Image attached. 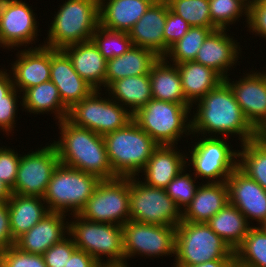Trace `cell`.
Masks as SVG:
<instances>
[{"instance_id":"6da1fadb","label":"cell","mask_w":266,"mask_h":267,"mask_svg":"<svg viewBox=\"0 0 266 267\" xmlns=\"http://www.w3.org/2000/svg\"><path fill=\"white\" fill-rule=\"evenodd\" d=\"M192 109L197 111H193L194 115L190 116L191 138L196 134L197 138L200 135L236 138L237 135L241 144L256 138V130L246 120L233 91L225 81L195 102Z\"/></svg>"},{"instance_id":"7a4b0ae2","label":"cell","mask_w":266,"mask_h":267,"mask_svg":"<svg viewBox=\"0 0 266 267\" xmlns=\"http://www.w3.org/2000/svg\"><path fill=\"white\" fill-rule=\"evenodd\" d=\"M61 135L52 144L62 165L75 168L100 180L116 178L109 164L102 135L74 125L67 118L56 122Z\"/></svg>"},{"instance_id":"3957f363","label":"cell","mask_w":266,"mask_h":267,"mask_svg":"<svg viewBox=\"0 0 266 267\" xmlns=\"http://www.w3.org/2000/svg\"><path fill=\"white\" fill-rule=\"evenodd\" d=\"M103 139L109 164L117 177H139L159 146L134 120L103 135Z\"/></svg>"},{"instance_id":"277c9868","label":"cell","mask_w":266,"mask_h":267,"mask_svg":"<svg viewBox=\"0 0 266 267\" xmlns=\"http://www.w3.org/2000/svg\"><path fill=\"white\" fill-rule=\"evenodd\" d=\"M47 30L44 46L63 49L92 39L100 25L99 0H65Z\"/></svg>"},{"instance_id":"5b68a950","label":"cell","mask_w":266,"mask_h":267,"mask_svg":"<svg viewBox=\"0 0 266 267\" xmlns=\"http://www.w3.org/2000/svg\"><path fill=\"white\" fill-rule=\"evenodd\" d=\"M191 108L192 105L151 99L133 114V120L159 146H176L182 137L192 134L191 118H188Z\"/></svg>"},{"instance_id":"8992f818","label":"cell","mask_w":266,"mask_h":267,"mask_svg":"<svg viewBox=\"0 0 266 267\" xmlns=\"http://www.w3.org/2000/svg\"><path fill=\"white\" fill-rule=\"evenodd\" d=\"M71 216L74 220L69 222L68 234L77 249L90 254L101 266L126 265L122 226L91 222L78 214Z\"/></svg>"},{"instance_id":"52a82bcc","label":"cell","mask_w":266,"mask_h":267,"mask_svg":"<svg viewBox=\"0 0 266 267\" xmlns=\"http://www.w3.org/2000/svg\"><path fill=\"white\" fill-rule=\"evenodd\" d=\"M173 266H190L215 259H235L234 251L207 223L181 221L176 226Z\"/></svg>"},{"instance_id":"ba28073f","label":"cell","mask_w":266,"mask_h":267,"mask_svg":"<svg viewBox=\"0 0 266 267\" xmlns=\"http://www.w3.org/2000/svg\"><path fill=\"white\" fill-rule=\"evenodd\" d=\"M100 181L97 176L59 163L43 199L51 212L79 214Z\"/></svg>"},{"instance_id":"9c48e42d","label":"cell","mask_w":266,"mask_h":267,"mask_svg":"<svg viewBox=\"0 0 266 267\" xmlns=\"http://www.w3.org/2000/svg\"><path fill=\"white\" fill-rule=\"evenodd\" d=\"M94 89L87 97L69 109L67 119L74 125L105 135L125 127L133 120V114L111 97H102Z\"/></svg>"},{"instance_id":"30bf717a","label":"cell","mask_w":266,"mask_h":267,"mask_svg":"<svg viewBox=\"0 0 266 267\" xmlns=\"http://www.w3.org/2000/svg\"><path fill=\"white\" fill-rule=\"evenodd\" d=\"M227 140L229 138L200 136L198 142L192 145L194 148L191 146L188 149L186 165L192 166L194 172L191 173L197 179L199 177L206 182H226L238 164V149H232Z\"/></svg>"},{"instance_id":"8fae6325","label":"cell","mask_w":266,"mask_h":267,"mask_svg":"<svg viewBox=\"0 0 266 267\" xmlns=\"http://www.w3.org/2000/svg\"><path fill=\"white\" fill-rule=\"evenodd\" d=\"M129 177L130 220L153 225L176 227L182 212L163 188H155Z\"/></svg>"},{"instance_id":"7c38bea8","label":"cell","mask_w":266,"mask_h":267,"mask_svg":"<svg viewBox=\"0 0 266 267\" xmlns=\"http://www.w3.org/2000/svg\"><path fill=\"white\" fill-rule=\"evenodd\" d=\"M78 215L91 222L123 226L130 220L129 177L101 180Z\"/></svg>"},{"instance_id":"4fadbf2b","label":"cell","mask_w":266,"mask_h":267,"mask_svg":"<svg viewBox=\"0 0 266 267\" xmlns=\"http://www.w3.org/2000/svg\"><path fill=\"white\" fill-rule=\"evenodd\" d=\"M122 228L126 265H128L129 259L135 255L152 257L151 259L166 255L175 256L176 227L129 220Z\"/></svg>"},{"instance_id":"5bb4252c","label":"cell","mask_w":266,"mask_h":267,"mask_svg":"<svg viewBox=\"0 0 266 267\" xmlns=\"http://www.w3.org/2000/svg\"><path fill=\"white\" fill-rule=\"evenodd\" d=\"M46 145L38 147L35 152L21 154L17 178L11 190L13 194L43 198L51 176L60 163L55 146L52 143Z\"/></svg>"},{"instance_id":"9a60e30c","label":"cell","mask_w":266,"mask_h":267,"mask_svg":"<svg viewBox=\"0 0 266 267\" xmlns=\"http://www.w3.org/2000/svg\"><path fill=\"white\" fill-rule=\"evenodd\" d=\"M22 0H2L0 4V47L27 48L39 36V22L32 6ZM38 23V24H37ZM27 46V47H26Z\"/></svg>"},{"instance_id":"2e32d148","label":"cell","mask_w":266,"mask_h":267,"mask_svg":"<svg viewBox=\"0 0 266 267\" xmlns=\"http://www.w3.org/2000/svg\"><path fill=\"white\" fill-rule=\"evenodd\" d=\"M252 70L238 81L225 78L250 125L257 130L266 120V72ZM235 81V82H234Z\"/></svg>"},{"instance_id":"e0dca14e","label":"cell","mask_w":266,"mask_h":267,"mask_svg":"<svg viewBox=\"0 0 266 267\" xmlns=\"http://www.w3.org/2000/svg\"><path fill=\"white\" fill-rule=\"evenodd\" d=\"M229 203L234 205L249 224L259 226L266 220V191L254 179L236 167L226 180ZM252 220V221H251ZM251 222V223H250Z\"/></svg>"},{"instance_id":"ac0fdd59","label":"cell","mask_w":266,"mask_h":267,"mask_svg":"<svg viewBox=\"0 0 266 267\" xmlns=\"http://www.w3.org/2000/svg\"><path fill=\"white\" fill-rule=\"evenodd\" d=\"M10 71L14 87L20 92L50 81L51 48L39 44L18 50Z\"/></svg>"},{"instance_id":"d6986e66","label":"cell","mask_w":266,"mask_h":267,"mask_svg":"<svg viewBox=\"0 0 266 267\" xmlns=\"http://www.w3.org/2000/svg\"><path fill=\"white\" fill-rule=\"evenodd\" d=\"M226 33V29L212 31L204 40L194 60L213 69L223 79L229 77L230 70L240 62L238 60L242 52L239 42Z\"/></svg>"},{"instance_id":"ffe728a7","label":"cell","mask_w":266,"mask_h":267,"mask_svg":"<svg viewBox=\"0 0 266 267\" xmlns=\"http://www.w3.org/2000/svg\"><path fill=\"white\" fill-rule=\"evenodd\" d=\"M50 80L58 88L60 98L68 109L94 90L75 71L70 58L62 49L51 48Z\"/></svg>"},{"instance_id":"44dd1931","label":"cell","mask_w":266,"mask_h":267,"mask_svg":"<svg viewBox=\"0 0 266 267\" xmlns=\"http://www.w3.org/2000/svg\"><path fill=\"white\" fill-rule=\"evenodd\" d=\"M66 216L64 213L50 211L30 230L17 238L15 246L24 252L43 255L52 245L68 235L69 222L66 221Z\"/></svg>"},{"instance_id":"7402d4cb","label":"cell","mask_w":266,"mask_h":267,"mask_svg":"<svg viewBox=\"0 0 266 267\" xmlns=\"http://www.w3.org/2000/svg\"><path fill=\"white\" fill-rule=\"evenodd\" d=\"M168 13L166 0H156L128 32L133 46L164 57V26Z\"/></svg>"},{"instance_id":"603a6c76","label":"cell","mask_w":266,"mask_h":267,"mask_svg":"<svg viewBox=\"0 0 266 267\" xmlns=\"http://www.w3.org/2000/svg\"><path fill=\"white\" fill-rule=\"evenodd\" d=\"M175 145H160L152 153L145 167L140 172L145 184L165 189L167 185L184 169L186 152L177 151Z\"/></svg>"},{"instance_id":"cb8c5ba5","label":"cell","mask_w":266,"mask_h":267,"mask_svg":"<svg viewBox=\"0 0 266 267\" xmlns=\"http://www.w3.org/2000/svg\"><path fill=\"white\" fill-rule=\"evenodd\" d=\"M156 0H99L100 26L128 33Z\"/></svg>"},{"instance_id":"d4e9b609","label":"cell","mask_w":266,"mask_h":267,"mask_svg":"<svg viewBox=\"0 0 266 267\" xmlns=\"http://www.w3.org/2000/svg\"><path fill=\"white\" fill-rule=\"evenodd\" d=\"M228 202L226 182H201L193 200L182 211V221L207 223Z\"/></svg>"},{"instance_id":"484cf974","label":"cell","mask_w":266,"mask_h":267,"mask_svg":"<svg viewBox=\"0 0 266 267\" xmlns=\"http://www.w3.org/2000/svg\"><path fill=\"white\" fill-rule=\"evenodd\" d=\"M70 58L79 76L94 89H105L107 60L92 40L66 46L62 49Z\"/></svg>"},{"instance_id":"4316f807","label":"cell","mask_w":266,"mask_h":267,"mask_svg":"<svg viewBox=\"0 0 266 267\" xmlns=\"http://www.w3.org/2000/svg\"><path fill=\"white\" fill-rule=\"evenodd\" d=\"M158 59L151 50L132 46L123 55L107 60L105 89L115 80L149 74Z\"/></svg>"},{"instance_id":"83f0119b","label":"cell","mask_w":266,"mask_h":267,"mask_svg":"<svg viewBox=\"0 0 266 267\" xmlns=\"http://www.w3.org/2000/svg\"><path fill=\"white\" fill-rule=\"evenodd\" d=\"M7 204L11 231L15 240L50 212L44 199L38 196L12 193Z\"/></svg>"},{"instance_id":"f1b7e54d","label":"cell","mask_w":266,"mask_h":267,"mask_svg":"<svg viewBox=\"0 0 266 267\" xmlns=\"http://www.w3.org/2000/svg\"><path fill=\"white\" fill-rule=\"evenodd\" d=\"M164 57L154 63L150 70V86L153 99L191 105L182 91L181 77L176 64Z\"/></svg>"},{"instance_id":"f546056e","label":"cell","mask_w":266,"mask_h":267,"mask_svg":"<svg viewBox=\"0 0 266 267\" xmlns=\"http://www.w3.org/2000/svg\"><path fill=\"white\" fill-rule=\"evenodd\" d=\"M176 66L181 77L182 91L191 105L224 81L213 69L195 61L183 62Z\"/></svg>"},{"instance_id":"4dcf8cb0","label":"cell","mask_w":266,"mask_h":267,"mask_svg":"<svg viewBox=\"0 0 266 267\" xmlns=\"http://www.w3.org/2000/svg\"><path fill=\"white\" fill-rule=\"evenodd\" d=\"M105 91V95L108 92L109 97L122 107H126L132 114L153 99L149 74L115 80Z\"/></svg>"},{"instance_id":"1f68e13d","label":"cell","mask_w":266,"mask_h":267,"mask_svg":"<svg viewBox=\"0 0 266 267\" xmlns=\"http://www.w3.org/2000/svg\"><path fill=\"white\" fill-rule=\"evenodd\" d=\"M22 94L19 104L23 111L35 114H54V118L62 121L68 117L69 109L63 104L58 88L50 80L39 85L28 88Z\"/></svg>"},{"instance_id":"d6a6232c","label":"cell","mask_w":266,"mask_h":267,"mask_svg":"<svg viewBox=\"0 0 266 267\" xmlns=\"http://www.w3.org/2000/svg\"><path fill=\"white\" fill-rule=\"evenodd\" d=\"M207 224L234 251L244 240L252 225L229 202Z\"/></svg>"},{"instance_id":"836d02e7","label":"cell","mask_w":266,"mask_h":267,"mask_svg":"<svg viewBox=\"0 0 266 267\" xmlns=\"http://www.w3.org/2000/svg\"><path fill=\"white\" fill-rule=\"evenodd\" d=\"M240 148L237 167L266 191V143L254 138Z\"/></svg>"},{"instance_id":"e575fe53","label":"cell","mask_w":266,"mask_h":267,"mask_svg":"<svg viewBox=\"0 0 266 267\" xmlns=\"http://www.w3.org/2000/svg\"><path fill=\"white\" fill-rule=\"evenodd\" d=\"M238 267H266V233L252 226L243 242L234 250Z\"/></svg>"},{"instance_id":"d590c367","label":"cell","mask_w":266,"mask_h":267,"mask_svg":"<svg viewBox=\"0 0 266 267\" xmlns=\"http://www.w3.org/2000/svg\"><path fill=\"white\" fill-rule=\"evenodd\" d=\"M217 28L190 27L187 33L173 44L164 58L173 64L194 61L207 36Z\"/></svg>"},{"instance_id":"8d00e7d4","label":"cell","mask_w":266,"mask_h":267,"mask_svg":"<svg viewBox=\"0 0 266 267\" xmlns=\"http://www.w3.org/2000/svg\"><path fill=\"white\" fill-rule=\"evenodd\" d=\"M169 8L191 27L216 28L211 22L209 0H166Z\"/></svg>"},{"instance_id":"74e56055","label":"cell","mask_w":266,"mask_h":267,"mask_svg":"<svg viewBox=\"0 0 266 267\" xmlns=\"http://www.w3.org/2000/svg\"><path fill=\"white\" fill-rule=\"evenodd\" d=\"M91 40L106 60L123 55L133 46L128 33L108 30L100 25Z\"/></svg>"},{"instance_id":"f35d334b","label":"cell","mask_w":266,"mask_h":267,"mask_svg":"<svg viewBox=\"0 0 266 267\" xmlns=\"http://www.w3.org/2000/svg\"><path fill=\"white\" fill-rule=\"evenodd\" d=\"M209 9L211 22L217 29L227 30L242 15L248 23L249 8L241 0H209Z\"/></svg>"},{"instance_id":"ab89813d","label":"cell","mask_w":266,"mask_h":267,"mask_svg":"<svg viewBox=\"0 0 266 267\" xmlns=\"http://www.w3.org/2000/svg\"><path fill=\"white\" fill-rule=\"evenodd\" d=\"M186 170V167L182 169L165 188L167 195L175 202L181 212L191 203L199 187V185H195L197 178L193 177L191 173H186Z\"/></svg>"},{"instance_id":"60d3db41","label":"cell","mask_w":266,"mask_h":267,"mask_svg":"<svg viewBox=\"0 0 266 267\" xmlns=\"http://www.w3.org/2000/svg\"><path fill=\"white\" fill-rule=\"evenodd\" d=\"M0 267H47L43 255L31 254L13 245L2 251Z\"/></svg>"},{"instance_id":"b9f144b4","label":"cell","mask_w":266,"mask_h":267,"mask_svg":"<svg viewBox=\"0 0 266 267\" xmlns=\"http://www.w3.org/2000/svg\"><path fill=\"white\" fill-rule=\"evenodd\" d=\"M76 249L72 237L68 234L43 254L47 267H66L68 259Z\"/></svg>"},{"instance_id":"7bdbcfd3","label":"cell","mask_w":266,"mask_h":267,"mask_svg":"<svg viewBox=\"0 0 266 267\" xmlns=\"http://www.w3.org/2000/svg\"><path fill=\"white\" fill-rule=\"evenodd\" d=\"M0 146V180L11 190L14 188L21 154L10 147Z\"/></svg>"},{"instance_id":"ee69618b","label":"cell","mask_w":266,"mask_h":267,"mask_svg":"<svg viewBox=\"0 0 266 267\" xmlns=\"http://www.w3.org/2000/svg\"><path fill=\"white\" fill-rule=\"evenodd\" d=\"M18 92L19 91L14 87L6 95V100H0V129L5 132L6 135L14 133L12 131H14L13 129L16 127L15 120L19 107L18 98H22L21 95H18Z\"/></svg>"},{"instance_id":"f6af8a7d","label":"cell","mask_w":266,"mask_h":267,"mask_svg":"<svg viewBox=\"0 0 266 267\" xmlns=\"http://www.w3.org/2000/svg\"><path fill=\"white\" fill-rule=\"evenodd\" d=\"M190 27L188 22L175 14L168 5V13L164 26V56L169 48L187 33Z\"/></svg>"},{"instance_id":"bcb514c9","label":"cell","mask_w":266,"mask_h":267,"mask_svg":"<svg viewBox=\"0 0 266 267\" xmlns=\"http://www.w3.org/2000/svg\"><path fill=\"white\" fill-rule=\"evenodd\" d=\"M246 27L252 35L255 34L266 40V0H255L249 6Z\"/></svg>"},{"instance_id":"7dc6e473","label":"cell","mask_w":266,"mask_h":267,"mask_svg":"<svg viewBox=\"0 0 266 267\" xmlns=\"http://www.w3.org/2000/svg\"><path fill=\"white\" fill-rule=\"evenodd\" d=\"M15 241L10 226L8 204L0 201V250L5 251L12 247Z\"/></svg>"},{"instance_id":"c3c4849f","label":"cell","mask_w":266,"mask_h":267,"mask_svg":"<svg viewBox=\"0 0 266 267\" xmlns=\"http://www.w3.org/2000/svg\"><path fill=\"white\" fill-rule=\"evenodd\" d=\"M101 265L88 253L84 250L76 249L68 262L66 267H100Z\"/></svg>"},{"instance_id":"681fc988","label":"cell","mask_w":266,"mask_h":267,"mask_svg":"<svg viewBox=\"0 0 266 267\" xmlns=\"http://www.w3.org/2000/svg\"><path fill=\"white\" fill-rule=\"evenodd\" d=\"M7 71L0 69V100H6V95L14 88L11 73Z\"/></svg>"},{"instance_id":"f907efd6","label":"cell","mask_w":266,"mask_h":267,"mask_svg":"<svg viewBox=\"0 0 266 267\" xmlns=\"http://www.w3.org/2000/svg\"><path fill=\"white\" fill-rule=\"evenodd\" d=\"M235 259H215L201 264L190 266H173V267H234Z\"/></svg>"},{"instance_id":"816d5d0a","label":"cell","mask_w":266,"mask_h":267,"mask_svg":"<svg viewBox=\"0 0 266 267\" xmlns=\"http://www.w3.org/2000/svg\"><path fill=\"white\" fill-rule=\"evenodd\" d=\"M11 195V189L2 180H0V201L7 202Z\"/></svg>"},{"instance_id":"f5cc1de1","label":"cell","mask_w":266,"mask_h":267,"mask_svg":"<svg viewBox=\"0 0 266 267\" xmlns=\"http://www.w3.org/2000/svg\"><path fill=\"white\" fill-rule=\"evenodd\" d=\"M256 138L259 141H262V142L266 143V120L256 130Z\"/></svg>"},{"instance_id":"db71d44e","label":"cell","mask_w":266,"mask_h":267,"mask_svg":"<svg viewBox=\"0 0 266 267\" xmlns=\"http://www.w3.org/2000/svg\"><path fill=\"white\" fill-rule=\"evenodd\" d=\"M248 8L255 0H241Z\"/></svg>"},{"instance_id":"11a10c76","label":"cell","mask_w":266,"mask_h":267,"mask_svg":"<svg viewBox=\"0 0 266 267\" xmlns=\"http://www.w3.org/2000/svg\"><path fill=\"white\" fill-rule=\"evenodd\" d=\"M100 267H129V266L128 265H111V266L103 265V266H100Z\"/></svg>"},{"instance_id":"9f6ffc18","label":"cell","mask_w":266,"mask_h":267,"mask_svg":"<svg viewBox=\"0 0 266 267\" xmlns=\"http://www.w3.org/2000/svg\"><path fill=\"white\" fill-rule=\"evenodd\" d=\"M260 227L264 230L266 233V220L260 225Z\"/></svg>"},{"instance_id":"6f0895ef","label":"cell","mask_w":266,"mask_h":267,"mask_svg":"<svg viewBox=\"0 0 266 267\" xmlns=\"http://www.w3.org/2000/svg\"><path fill=\"white\" fill-rule=\"evenodd\" d=\"M1 254H2V251L0 250V265H1Z\"/></svg>"}]
</instances>
